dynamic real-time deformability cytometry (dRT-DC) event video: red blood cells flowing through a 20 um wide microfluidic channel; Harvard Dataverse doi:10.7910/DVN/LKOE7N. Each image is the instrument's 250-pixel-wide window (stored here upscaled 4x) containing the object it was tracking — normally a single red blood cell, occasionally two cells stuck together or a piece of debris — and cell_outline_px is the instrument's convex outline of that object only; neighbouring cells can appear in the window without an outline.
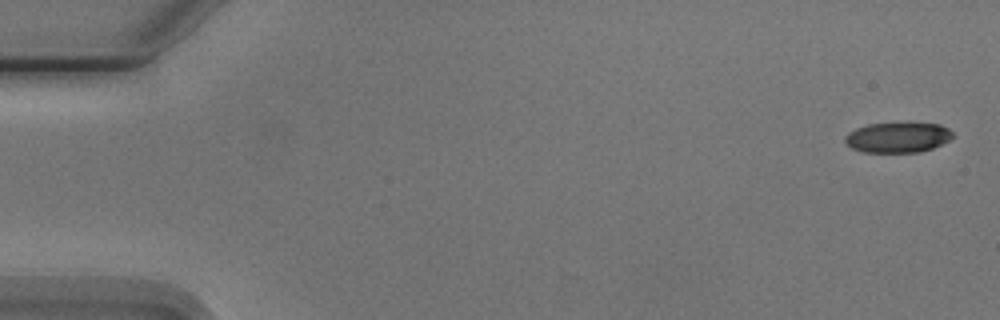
{"species": "Egyptian fruit bat (a non-hibernating species)", "species_latin": "Rousettus aegyptiacus", "temperature_condition": "cold", "stored_images_in_passage": 5, "camera_frame_rate_fps": 3000, "um_per_image_px": 0.085, "animal": {"sex": "male"}, "frame": {"image": 1, "passage_image": 1, "time_ms": 0.0, "image_size_px": [1000, 320], "cell_outline_px": [[952, 136], [948, 140], [932, 148], [920, 152], [864, 152], [852, 148], [844, 140], [844, 136], [848, 132], [856, 128], [868, 124], [940, 124], [948, 128], [952, 132]], "centroid_in_image_um": [76.27, 11.69], "position_along_channel_um": 8.7, "area_um2": 18.61}}
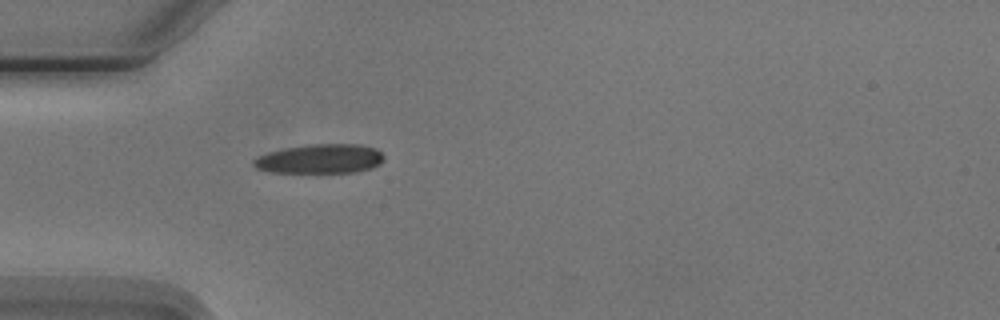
{"frame": {"image": 2, "passage_image": 5, "time_ms": 5.0, "image_size_px": [1000, 320], "cell_outline_px": [[384, 160], [380, 164], [372, 168], [356, 172], [272, 172], [256, 168], [252, 164], [252, 160], [268, 152], [288, 148], [312, 144], [360, 144], [376, 148], [384, 156]], "centroid_in_image_um": [27.25, 13.5], "position_along_channel_um": 57.7, "area_um2": 22.14}}